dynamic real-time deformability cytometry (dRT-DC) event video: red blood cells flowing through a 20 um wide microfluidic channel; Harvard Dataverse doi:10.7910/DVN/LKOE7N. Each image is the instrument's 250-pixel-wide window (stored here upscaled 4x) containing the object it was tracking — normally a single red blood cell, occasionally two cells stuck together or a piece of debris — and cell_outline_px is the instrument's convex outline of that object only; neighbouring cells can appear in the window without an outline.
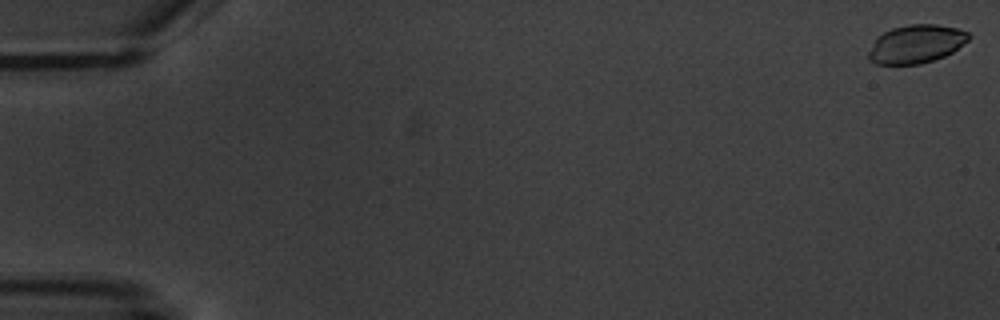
{"species": "common noctule bat (a hibernating species)", "species_latin": "Nyctalus noctula", "temperature_condition": "warm", "stored_images_in_passage": 8, "camera_frame_rate_fps": 3000, "um_per_image_px": 0.085, "animal": {"sex": "male", "body_mass_g": 20.1, "forearm_length_mm": 53.5}, "frame": {"image": 1, "passage_image": 1, "time_ms": 0.0, "image_size_px": [1000, 320], "cell_outline_px": [[972, 36], [968, 40], [952, 52], [944, 56], [920, 64], [876, 64], [868, 60], [868, 52], [876, 40], [884, 32], [892, 28], [908, 24], [936, 24], [956, 28], [968, 32]], "centroid_in_image_um": [77.88, 3.74], "position_along_channel_um": 7.1, "area_um2": 22.2}}
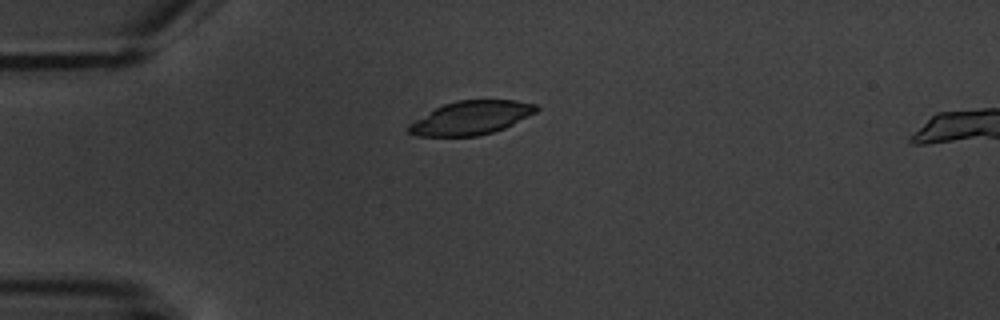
{"frame": {"image": 2, "passage_image": 5, "time_ms": 5.0, "image_size_px": [1000, 320], "cell_outline_px": [[540, 108], [536, 112], [504, 128], [492, 132], [476, 136], [420, 136], [408, 132], [408, 128], [416, 120], [436, 108], [444, 104], [456, 100], [516, 100], [536, 104]], "centroid_in_image_um": [40.09, 10.0], "position_along_channel_um": 44.9, "area_um2": 24.57}}